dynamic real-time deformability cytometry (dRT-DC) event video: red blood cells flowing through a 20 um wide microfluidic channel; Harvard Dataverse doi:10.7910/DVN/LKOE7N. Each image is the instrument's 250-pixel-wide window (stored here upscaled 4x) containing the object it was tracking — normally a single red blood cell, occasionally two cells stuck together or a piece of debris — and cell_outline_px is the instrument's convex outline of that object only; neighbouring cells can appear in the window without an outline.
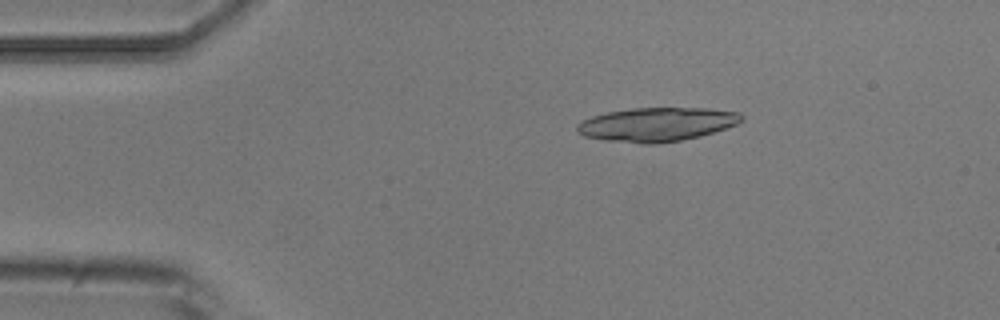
{"species": "common noctule bat (a hibernating species)", "species_latin": "Nyctalus noctula", "temperature_condition": "room temperature", "stored_images_in_passage": 7, "camera_frame_rate_fps": 3000, "um_per_image_px": 0.085, "animal": {"sex": "male", "body_mass_g": 20.5, "forearm_length_mm": 52.5}, "frame": {"image": 1, "passage_image": 3, "time_ms": 2.333, "image_size_px": [1000, 320], "cell_outline_px": [[744, 120], [736, 124], [700, 136], [660, 144], [640, 144], [608, 140], [584, 136], [576, 132], [576, 128], [584, 120], [592, 116], [608, 112], [632, 108], [708, 108], [740, 112], [744, 116]], "centroid_in_image_um": [55.86, 10.57], "position_along_channel_um": 29.1, "area_um2": 32.37}}